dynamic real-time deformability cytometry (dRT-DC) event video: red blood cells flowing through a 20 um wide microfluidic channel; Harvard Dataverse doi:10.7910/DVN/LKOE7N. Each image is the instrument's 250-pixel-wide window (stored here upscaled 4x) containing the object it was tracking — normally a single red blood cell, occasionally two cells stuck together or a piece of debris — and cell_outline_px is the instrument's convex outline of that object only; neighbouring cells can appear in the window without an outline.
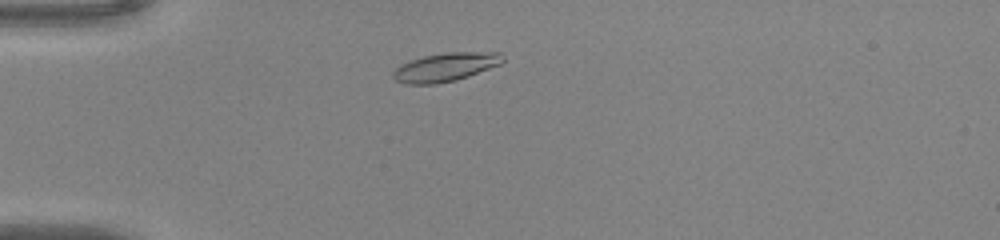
{"species": "common noctule bat (a hibernating species)", "species_latin": "Nyctalus noctula", "temperature_condition": "warm", "stored_images_in_passage": 42, "camera_frame_rate_fps": 3000, "um_per_image_px": 0.085, "animal": {"sex": "male", "body_mass_g": 20.0, "forearm_length_mm": 53.3}, "frame": {"image": 1, "passage_image": 5, "time_ms": 1.333, "image_size_px": [1000, 240], "cell_outline_px": [[504, 60], [500, 64], [468, 76], [456, 80], [436, 84], [404, 84], [396, 80], [392, 76], [392, 72], [400, 64], [424, 56], [444, 52], [500, 52], [504, 56]], "centroid_in_image_um": [37.86, 5.7], "position_along_channel_um": 47.1, "area_um2": 18.26}}
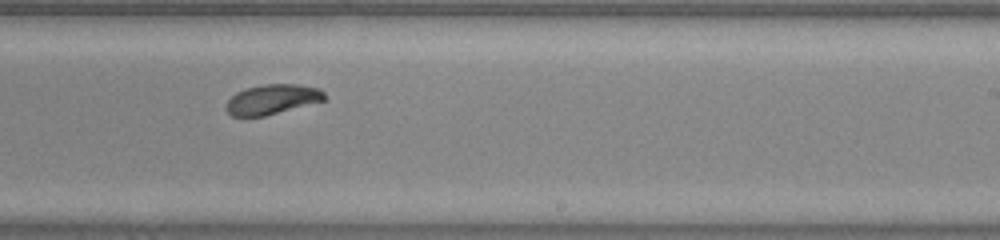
{"frame": {"image": 2, "passage_image": 23, "time_ms": 7.333, "image_size_px": [1000, 240], "cell_outline_px": [[324, 100], [264, 116], [232, 116], [224, 108], [228, 100], [236, 92], [248, 88], [264, 84], [296, 84], [320, 88], [324, 92]], "centroid_in_image_um": [23.11, 8.44], "position_along_channel_um": 265.9, "area_um2": 16.88}}
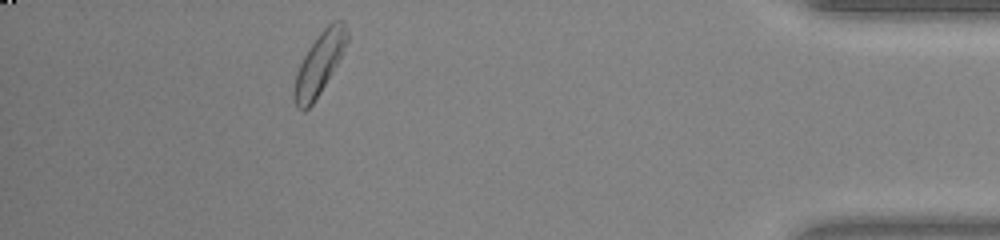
{"frame": {"image": 3, "passage_image": 37, "time_ms": 12.0, "image_size_px": [1000, 240], "cell_outline_px": [[348, 40], [332, 72], [320, 92], [312, 104], [304, 112], [296, 108], [292, 96], [292, 92], [296, 72], [308, 48], [320, 32], [332, 20], [344, 20], [348, 28]], "centroid_in_image_um": [27.12, 5.4], "position_along_channel_um": 408.1, "area_um2": 19.07}, "authors_computed_cell_mechanics": {"area_um2": 17.8024, "velocity_mm_per_s": 4.0474, "shape_relaxation_time_tau1_ms": 3.2781, "shape_relaxation_time_tau2_ms": null, "deformation_change_tau1": 0.1455, "deformation_change_tau2": null}}